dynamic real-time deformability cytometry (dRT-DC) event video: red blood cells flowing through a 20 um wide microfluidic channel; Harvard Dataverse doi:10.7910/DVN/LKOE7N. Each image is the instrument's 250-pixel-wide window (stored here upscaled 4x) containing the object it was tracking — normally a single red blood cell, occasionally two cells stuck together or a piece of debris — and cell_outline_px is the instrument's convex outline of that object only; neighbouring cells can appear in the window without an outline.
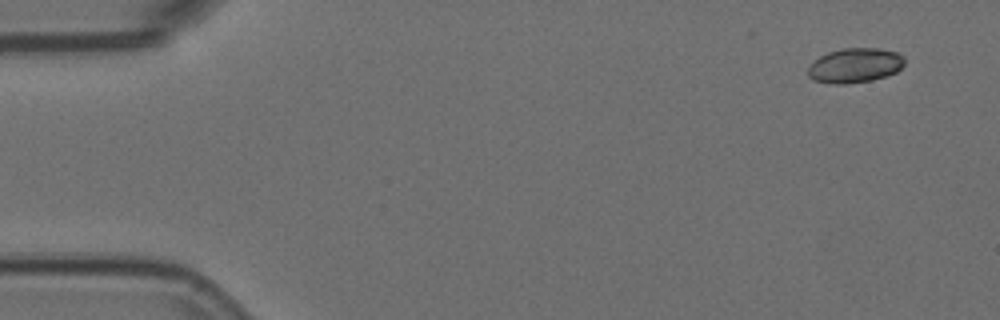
{"species": "Egyptian fruit bat (a non-hibernating species)", "species_latin": "Rousettus aegyptiacus", "temperature_condition": "room temperature", "stored_images_in_passage": 5, "camera_frame_rate_fps": 3000, "um_per_image_px": 0.085, "animal": {"sex": "female"}, "frame": {"image": 1, "passage_image": 1, "time_ms": 0.0, "image_size_px": [1000, 320], "cell_outline_px": [[904, 64], [896, 72], [872, 80], [844, 84], [836, 84], [812, 80], [808, 76], [808, 68], [820, 56], [828, 52], [844, 48], [876, 48], [900, 52], [904, 56]], "centroid_in_image_um": [72.69, 5.55], "position_along_channel_um": 12.3, "area_um2": 19.42}}
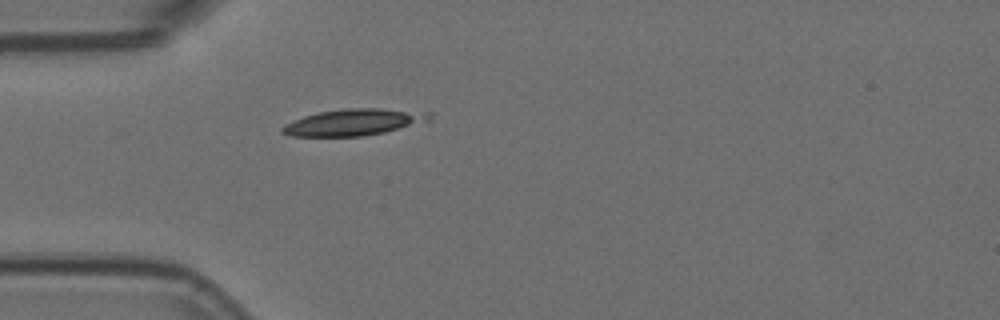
{"frame": {"image": 2, "passage_image": 5, "time_ms": 1.333, "image_size_px": [1000, 320], "cell_outline_px": [[432, 120], [384, 132], [364, 136], [292, 136], [280, 132], [280, 128], [284, 124], [304, 116], [320, 112], [344, 108], [380, 108], [432, 112]], "centroid_in_image_um": [30.09, 10.38], "position_along_channel_um": 54.9, "area_um2": 22.77}}